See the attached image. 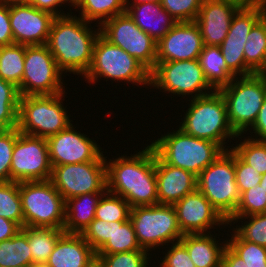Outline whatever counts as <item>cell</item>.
Instances as JSON below:
<instances>
[{
    "instance_id": "obj_1",
    "label": "cell",
    "mask_w": 266,
    "mask_h": 267,
    "mask_svg": "<svg viewBox=\"0 0 266 267\" xmlns=\"http://www.w3.org/2000/svg\"><path fill=\"white\" fill-rule=\"evenodd\" d=\"M119 155L107 159V191L124 198L130 205H157V179L155 176V151L151 145L131 156Z\"/></svg>"
},
{
    "instance_id": "obj_2",
    "label": "cell",
    "mask_w": 266,
    "mask_h": 267,
    "mask_svg": "<svg viewBox=\"0 0 266 267\" xmlns=\"http://www.w3.org/2000/svg\"><path fill=\"white\" fill-rule=\"evenodd\" d=\"M70 13L55 17L46 45L64 74L84 76L92 63L100 26L92 30L91 22Z\"/></svg>"
},
{
    "instance_id": "obj_3",
    "label": "cell",
    "mask_w": 266,
    "mask_h": 267,
    "mask_svg": "<svg viewBox=\"0 0 266 267\" xmlns=\"http://www.w3.org/2000/svg\"><path fill=\"white\" fill-rule=\"evenodd\" d=\"M190 100L189 108L179 126L185 133L199 139L215 142L224 150L230 148V146L225 145L226 139L229 141L237 137L243 138V135H237L231 127L226 101L219 90Z\"/></svg>"
},
{
    "instance_id": "obj_4",
    "label": "cell",
    "mask_w": 266,
    "mask_h": 267,
    "mask_svg": "<svg viewBox=\"0 0 266 267\" xmlns=\"http://www.w3.org/2000/svg\"><path fill=\"white\" fill-rule=\"evenodd\" d=\"M150 145L166 164L185 169L196 176L225 151L219 144L193 137L180 128L164 133Z\"/></svg>"
},
{
    "instance_id": "obj_5",
    "label": "cell",
    "mask_w": 266,
    "mask_h": 267,
    "mask_svg": "<svg viewBox=\"0 0 266 267\" xmlns=\"http://www.w3.org/2000/svg\"><path fill=\"white\" fill-rule=\"evenodd\" d=\"M219 91L226 101L228 120L234 132L247 133L266 98V76L262 73L236 76Z\"/></svg>"
},
{
    "instance_id": "obj_6",
    "label": "cell",
    "mask_w": 266,
    "mask_h": 267,
    "mask_svg": "<svg viewBox=\"0 0 266 267\" xmlns=\"http://www.w3.org/2000/svg\"><path fill=\"white\" fill-rule=\"evenodd\" d=\"M83 77L91 84L106 78V81L110 79L115 82H132L133 85H150V72L133 56L106 40L101 34L93 48L91 66Z\"/></svg>"
},
{
    "instance_id": "obj_7",
    "label": "cell",
    "mask_w": 266,
    "mask_h": 267,
    "mask_svg": "<svg viewBox=\"0 0 266 267\" xmlns=\"http://www.w3.org/2000/svg\"><path fill=\"white\" fill-rule=\"evenodd\" d=\"M64 96L65 92L55 95L20 96L18 131L47 139L67 129L72 120L63 105Z\"/></svg>"
},
{
    "instance_id": "obj_8",
    "label": "cell",
    "mask_w": 266,
    "mask_h": 267,
    "mask_svg": "<svg viewBox=\"0 0 266 267\" xmlns=\"http://www.w3.org/2000/svg\"><path fill=\"white\" fill-rule=\"evenodd\" d=\"M197 189L228 220L240 202L235 180V152L230 148L197 176Z\"/></svg>"
},
{
    "instance_id": "obj_9",
    "label": "cell",
    "mask_w": 266,
    "mask_h": 267,
    "mask_svg": "<svg viewBox=\"0 0 266 267\" xmlns=\"http://www.w3.org/2000/svg\"><path fill=\"white\" fill-rule=\"evenodd\" d=\"M129 219L138 243L148 252L155 248L157 250L161 245L163 247L168 243L178 242L184 235L173 205L135 206L130 210Z\"/></svg>"
},
{
    "instance_id": "obj_10",
    "label": "cell",
    "mask_w": 266,
    "mask_h": 267,
    "mask_svg": "<svg viewBox=\"0 0 266 267\" xmlns=\"http://www.w3.org/2000/svg\"><path fill=\"white\" fill-rule=\"evenodd\" d=\"M24 226L63 229L65 201L50 180L19 182Z\"/></svg>"
},
{
    "instance_id": "obj_11",
    "label": "cell",
    "mask_w": 266,
    "mask_h": 267,
    "mask_svg": "<svg viewBox=\"0 0 266 267\" xmlns=\"http://www.w3.org/2000/svg\"><path fill=\"white\" fill-rule=\"evenodd\" d=\"M150 86L159 89L160 92L163 89L162 92L178 97L182 95L184 98L186 95H191V99L215 91L206 80L198 59L156 62L150 72Z\"/></svg>"
},
{
    "instance_id": "obj_12",
    "label": "cell",
    "mask_w": 266,
    "mask_h": 267,
    "mask_svg": "<svg viewBox=\"0 0 266 267\" xmlns=\"http://www.w3.org/2000/svg\"><path fill=\"white\" fill-rule=\"evenodd\" d=\"M63 72L47 45H25L24 73L20 96L55 95L66 92Z\"/></svg>"
},
{
    "instance_id": "obj_13",
    "label": "cell",
    "mask_w": 266,
    "mask_h": 267,
    "mask_svg": "<svg viewBox=\"0 0 266 267\" xmlns=\"http://www.w3.org/2000/svg\"><path fill=\"white\" fill-rule=\"evenodd\" d=\"M100 34L109 42L126 51L149 72L156 65L157 41L142 31L124 12L100 25Z\"/></svg>"
},
{
    "instance_id": "obj_14",
    "label": "cell",
    "mask_w": 266,
    "mask_h": 267,
    "mask_svg": "<svg viewBox=\"0 0 266 267\" xmlns=\"http://www.w3.org/2000/svg\"><path fill=\"white\" fill-rule=\"evenodd\" d=\"M104 154L86 163L52 166L50 181L64 201L82 194L106 192V160Z\"/></svg>"
},
{
    "instance_id": "obj_15",
    "label": "cell",
    "mask_w": 266,
    "mask_h": 267,
    "mask_svg": "<svg viewBox=\"0 0 266 267\" xmlns=\"http://www.w3.org/2000/svg\"><path fill=\"white\" fill-rule=\"evenodd\" d=\"M51 173L47 139L21 133L16 128L10 181H46L50 180Z\"/></svg>"
},
{
    "instance_id": "obj_16",
    "label": "cell",
    "mask_w": 266,
    "mask_h": 267,
    "mask_svg": "<svg viewBox=\"0 0 266 267\" xmlns=\"http://www.w3.org/2000/svg\"><path fill=\"white\" fill-rule=\"evenodd\" d=\"M260 19L261 5L240 7L232 18L226 38L219 45L227 68L235 76L253 74L245 65L244 48L248 34Z\"/></svg>"
},
{
    "instance_id": "obj_17",
    "label": "cell",
    "mask_w": 266,
    "mask_h": 267,
    "mask_svg": "<svg viewBox=\"0 0 266 267\" xmlns=\"http://www.w3.org/2000/svg\"><path fill=\"white\" fill-rule=\"evenodd\" d=\"M96 254L144 250L138 243L132 222L94 219L81 233Z\"/></svg>"
},
{
    "instance_id": "obj_18",
    "label": "cell",
    "mask_w": 266,
    "mask_h": 267,
    "mask_svg": "<svg viewBox=\"0 0 266 267\" xmlns=\"http://www.w3.org/2000/svg\"><path fill=\"white\" fill-rule=\"evenodd\" d=\"M88 135L77 131L73 124L47 138L51 166L97 161L103 149Z\"/></svg>"
},
{
    "instance_id": "obj_19",
    "label": "cell",
    "mask_w": 266,
    "mask_h": 267,
    "mask_svg": "<svg viewBox=\"0 0 266 267\" xmlns=\"http://www.w3.org/2000/svg\"><path fill=\"white\" fill-rule=\"evenodd\" d=\"M56 16L29 3L9 5V19L14 43L46 45Z\"/></svg>"
},
{
    "instance_id": "obj_20",
    "label": "cell",
    "mask_w": 266,
    "mask_h": 267,
    "mask_svg": "<svg viewBox=\"0 0 266 267\" xmlns=\"http://www.w3.org/2000/svg\"><path fill=\"white\" fill-rule=\"evenodd\" d=\"M183 234L211 233L210 229L228 226L227 220L198 190L173 204Z\"/></svg>"
},
{
    "instance_id": "obj_21",
    "label": "cell",
    "mask_w": 266,
    "mask_h": 267,
    "mask_svg": "<svg viewBox=\"0 0 266 267\" xmlns=\"http://www.w3.org/2000/svg\"><path fill=\"white\" fill-rule=\"evenodd\" d=\"M203 47V39L195 21L177 22L157 42L156 62L196 60Z\"/></svg>"
},
{
    "instance_id": "obj_22",
    "label": "cell",
    "mask_w": 266,
    "mask_h": 267,
    "mask_svg": "<svg viewBox=\"0 0 266 267\" xmlns=\"http://www.w3.org/2000/svg\"><path fill=\"white\" fill-rule=\"evenodd\" d=\"M239 8V5L228 0L203 1L195 22L204 45L219 46L224 41Z\"/></svg>"
},
{
    "instance_id": "obj_23",
    "label": "cell",
    "mask_w": 266,
    "mask_h": 267,
    "mask_svg": "<svg viewBox=\"0 0 266 267\" xmlns=\"http://www.w3.org/2000/svg\"><path fill=\"white\" fill-rule=\"evenodd\" d=\"M158 204L173 205L197 189V176L185 169L166 164L155 153Z\"/></svg>"
},
{
    "instance_id": "obj_24",
    "label": "cell",
    "mask_w": 266,
    "mask_h": 267,
    "mask_svg": "<svg viewBox=\"0 0 266 267\" xmlns=\"http://www.w3.org/2000/svg\"><path fill=\"white\" fill-rule=\"evenodd\" d=\"M96 252L81 234L64 233L57 241L45 267H86Z\"/></svg>"
},
{
    "instance_id": "obj_25",
    "label": "cell",
    "mask_w": 266,
    "mask_h": 267,
    "mask_svg": "<svg viewBox=\"0 0 266 267\" xmlns=\"http://www.w3.org/2000/svg\"><path fill=\"white\" fill-rule=\"evenodd\" d=\"M125 5L134 23L157 42L177 23L160 2Z\"/></svg>"
},
{
    "instance_id": "obj_26",
    "label": "cell",
    "mask_w": 266,
    "mask_h": 267,
    "mask_svg": "<svg viewBox=\"0 0 266 267\" xmlns=\"http://www.w3.org/2000/svg\"><path fill=\"white\" fill-rule=\"evenodd\" d=\"M217 240L211 233H197L184 234L179 241L186 247L196 267H221L227 240L221 243Z\"/></svg>"
},
{
    "instance_id": "obj_27",
    "label": "cell",
    "mask_w": 266,
    "mask_h": 267,
    "mask_svg": "<svg viewBox=\"0 0 266 267\" xmlns=\"http://www.w3.org/2000/svg\"><path fill=\"white\" fill-rule=\"evenodd\" d=\"M105 192L78 195L65 201V233L81 234L95 219L98 201Z\"/></svg>"
},
{
    "instance_id": "obj_28",
    "label": "cell",
    "mask_w": 266,
    "mask_h": 267,
    "mask_svg": "<svg viewBox=\"0 0 266 267\" xmlns=\"http://www.w3.org/2000/svg\"><path fill=\"white\" fill-rule=\"evenodd\" d=\"M32 254V266H44L58 239L65 233L60 228L24 226Z\"/></svg>"
},
{
    "instance_id": "obj_29",
    "label": "cell",
    "mask_w": 266,
    "mask_h": 267,
    "mask_svg": "<svg viewBox=\"0 0 266 267\" xmlns=\"http://www.w3.org/2000/svg\"><path fill=\"white\" fill-rule=\"evenodd\" d=\"M199 64L206 80L215 89L231 83L236 77L228 68L219 46L204 45L198 57Z\"/></svg>"
},
{
    "instance_id": "obj_30",
    "label": "cell",
    "mask_w": 266,
    "mask_h": 267,
    "mask_svg": "<svg viewBox=\"0 0 266 267\" xmlns=\"http://www.w3.org/2000/svg\"><path fill=\"white\" fill-rule=\"evenodd\" d=\"M0 267H32L30 246L22 230L0 242Z\"/></svg>"
},
{
    "instance_id": "obj_31",
    "label": "cell",
    "mask_w": 266,
    "mask_h": 267,
    "mask_svg": "<svg viewBox=\"0 0 266 267\" xmlns=\"http://www.w3.org/2000/svg\"><path fill=\"white\" fill-rule=\"evenodd\" d=\"M246 39L245 65L253 73H262L266 67V24L262 19L253 26Z\"/></svg>"
},
{
    "instance_id": "obj_32",
    "label": "cell",
    "mask_w": 266,
    "mask_h": 267,
    "mask_svg": "<svg viewBox=\"0 0 266 267\" xmlns=\"http://www.w3.org/2000/svg\"><path fill=\"white\" fill-rule=\"evenodd\" d=\"M25 45L13 43L0 46V78L21 87L24 73Z\"/></svg>"
},
{
    "instance_id": "obj_33",
    "label": "cell",
    "mask_w": 266,
    "mask_h": 267,
    "mask_svg": "<svg viewBox=\"0 0 266 267\" xmlns=\"http://www.w3.org/2000/svg\"><path fill=\"white\" fill-rule=\"evenodd\" d=\"M73 8L76 11L80 9V17L85 21L97 22L99 26L106 20L126 12L125 0H78Z\"/></svg>"
},
{
    "instance_id": "obj_34",
    "label": "cell",
    "mask_w": 266,
    "mask_h": 267,
    "mask_svg": "<svg viewBox=\"0 0 266 267\" xmlns=\"http://www.w3.org/2000/svg\"><path fill=\"white\" fill-rule=\"evenodd\" d=\"M19 100L18 87L0 78V129L17 128Z\"/></svg>"
},
{
    "instance_id": "obj_35",
    "label": "cell",
    "mask_w": 266,
    "mask_h": 267,
    "mask_svg": "<svg viewBox=\"0 0 266 267\" xmlns=\"http://www.w3.org/2000/svg\"><path fill=\"white\" fill-rule=\"evenodd\" d=\"M0 217L16 222L24 227V217L19 182H0Z\"/></svg>"
},
{
    "instance_id": "obj_36",
    "label": "cell",
    "mask_w": 266,
    "mask_h": 267,
    "mask_svg": "<svg viewBox=\"0 0 266 267\" xmlns=\"http://www.w3.org/2000/svg\"><path fill=\"white\" fill-rule=\"evenodd\" d=\"M249 218V219H248ZM240 220H246L241 225L233 227L234 231L242 240H246L266 247V213L254 214L244 217H230L227 222L230 226L238 223ZM241 226V227H240Z\"/></svg>"
},
{
    "instance_id": "obj_37",
    "label": "cell",
    "mask_w": 266,
    "mask_h": 267,
    "mask_svg": "<svg viewBox=\"0 0 266 267\" xmlns=\"http://www.w3.org/2000/svg\"><path fill=\"white\" fill-rule=\"evenodd\" d=\"M131 207L121 196L106 191L96 207L95 218L107 222L127 221L130 216Z\"/></svg>"
},
{
    "instance_id": "obj_38",
    "label": "cell",
    "mask_w": 266,
    "mask_h": 267,
    "mask_svg": "<svg viewBox=\"0 0 266 267\" xmlns=\"http://www.w3.org/2000/svg\"><path fill=\"white\" fill-rule=\"evenodd\" d=\"M227 245L242 258L243 267H266V247L242 240L235 232Z\"/></svg>"
},
{
    "instance_id": "obj_39",
    "label": "cell",
    "mask_w": 266,
    "mask_h": 267,
    "mask_svg": "<svg viewBox=\"0 0 266 267\" xmlns=\"http://www.w3.org/2000/svg\"><path fill=\"white\" fill-rule=\"evenodd\" d=\"M231 149L260 175L266 173V141H257L246 137Z\"/></svg>"
},
{
    "instance_id": "obj_40",
    "label": "cell",
    "mask_w": 266,
    "mask_h": 267,
    "mask_svg": "<svg viewBox=\"0 0 266 267\" xmlns=\"http://www.w3.org/2000/svg\"><path fill=\"white\" fill-rule=\"evenodd\" d=\"M266 213V192L259 184L240 195V202L231 217H244Z\"/></svg>"
},
{
    "instance_id": "obj_41",
    "label": "cell",
    "mask_w": 266,
    "mask_h": 267,
    "mask_svg": "<svg viewBox=\"0 0 266 267\" xmlns=\"http://www.w3.org/2000/svg\"><path fill=\"white\" fill-rule=\"evenodd\" d=\"M148 255V256H147ZM150 254L147 250H135L116 254H96L105 267H148Z\"/></svg>"
},
{
    "instance_id": "obj_42",
    "label": "cell",
    "mask_w": 266,
    "mask_h": 267,
    "mask_svg": "<svg viewBox=\"0 0 266 267\" xmlns=\"http://www.w3.org/2000/svg\"><path fill=\"white\" fill-rule=\"evenodd\" d=\"M204 0H161L162 7L177 21H195Z\"/></svg>"
},
{
    "instance_id": "obj_43",
    "label": "cell",
    "mask_w": 266,
    "mask_h": 267,
    "mask_svg": "<svg viewBox=\"0 0 266 267\" xmlns=\"http://www.w3.org/2000/svg\"><path fill=\"white\" fill-rule=\"evenodd\" d=\"M15 141L16 128L0 129V182L10 181V168Z\"/></svg>"
},
{
    "instance_id": "obj_44",
    "label": "cell",
    "mask_w": 266,
    "mask_h": 267,
    "mask_svg": "<svg viewBox=\"0 0 266 267\" xmlns=\"http://www.w3.org/2000/svg\"><path fill=\"white\" fill-rule=\"evenodd\" d=\"M235 180L240 195L257 186L261 181V175L258 171L254 170L252 166L246 164L236 153H235Z\"/></svg>"
},
{
    "instance_id": "obj_45",
    "label": "cell",
    "mask_w": 266,
    "mask_h": 267,
    "mask_svg": "<svg viewBox=\"0 0 266 267\" xmlns=\"http://www.w3.org/2000/svg\"><path fill=\"white\" fill-rule=\"evenodd\" d=\"M160 267H196L192 262L186 247L180 242L172 243L165 252Z\"/></svg>"
},
{
    "instance_id": "obj_46",
    "label": "cell",
    "mask_w": 266,
    "mask_h": 267,
    "mask_svg": "<svg viewBox=\"0 0 266 267\" xmlns=\"http://www.w3.org/2000/svg\"><path fill=\"white\" fill-rule=\"evenodd\" d=\"M14 43L9 19V5L0 2V46Z\"/></svg>"
},
{
    "instance_id": "obj_47",
    "label": "cell",
    "mask_w": 266,
    "mask_h": 267,
    "mask_svg": "<svg viewBox=\"0 0 266 267\" xmlns=\"http://www.w3.org/2000/svg\"><path fill=\"white\" fill-rule=\"evenodd\" d=\"M28 3L35 8L49 12L56 17L66 15V13L62 9L58 10V7H63L65 3H68V5H70L67 0H29Z\"/></svg>"
},
{
    "instance_id": "obj_48",
    "label": "cell",
    "mask_w": 266,
    "mask_h": 267,
    "mask_svg": "<svg viewBox=\"0 0 266 267\" xmlns=\"http://www.w3.org/2000/svg\"><path fill=\"white\" fill-rule=\"evenodd\" d=\"M251 128L252 129H249V132L251 134L255 133V138L252 137V135L249 138L257 141H266V98L264 99L256 121ZM251 130L254 132H251Z\"/></svg>"
},
{
    "instance_id": "obj_49",
    "label": "cell",
    "mask_w": 266,
    "mask_h": 267,
    "mask_svg": "<svg viewBox=\"0 0 266 267\" xmlns=\"http://www.w3.org/2000/svg\"><path fill=\"white\" fill-rule=\"evenodd\" d=\"M20 230L21 227L16 222L0 217V242L12 238Z\"/></svg>"
},
{
    "instance_id": "obj_50",
    "label": "cell",
    "mask_w": 266,
    "mask_h": 267,
    "mask_svg": "<svg viewBox=\"0 0 266 267\" xmlns=\"http://www.w3.org/2000/svg\"><path fill=\"white\" fill-rule=\"evenodd\" d=\"M221 267H243L242 258L228 245H226L222 254Z\"/></svg>"
},
{
    "instance_id": "obj_51",
    "label": "cell",
    "mask_w": 266,
    "mask_h": 267,
    "mask_svg": "<svg viewBox=\"0 0 266 267\" xmlns=\"http://www.w3.org/2000/svg\"><path fill=\"white\" fill-rule=\"evenodd\" d=\"M228 1L234 2L240 7L256 6V5H261L263 3V0H228Z\"/></svg>"
},
{
    "instance_id": "obj_52",
    "label": "cell",
    "mask_w": 266,
    "mask_h": 267,
    "mask_svg": "<svg viewBox=\"0 0 266 267\" xmlns=\"http://www.w3.org/2000/svg\"><path fill=\"white\" fill-rule=\"evenodd\" d=\"M86 267H105V265L99 257L95 256Z\"/></svg>"
},
{
    "instance_id": "obj_53",
    "label": "cell",
    "mask_w": 266,
    "mask_h": 267,
    "mask_svg": "<svg viewBox=\"0 0 266 267\" xmlns=\"http://www.w3.org/2000/svg\"><path fill=\"white\" fill-rule=\"evenodd\" d=\"M133 1V2H132ZM125 0V4H141V3H147V2H154L158 3L161 2V0Z\"/></svg>"
},
{
    "instance_id": "obj_54",
    "label": "cell",
    "mask_w": 266,
    "mask_h": 267,
    "mask_svg": "<svg viewBox=\"0 0 266 267\" xmlns=\"http://www.w3.org/2000/svg\"><path fill=\"white\" fill-rule=\"evenodd\" d=\"M0 2L10 5V4L28 3L29 0H0Z\"/></svg>"
},
{
    "instance_id": "obj_55",
    "label": "cell",
    "mask_w": 266,
    "mask_h": 267,
    "mask_svg": "<svg viewBox=\"0 0 266 267\" xmlns=\"http://www.w3.org/2000/svg\"><path fill=\"white\" fill-rule=\"evenodd\" d=\"M261 19L266 24V6L263 3L261 4Z\"/></svg>"
},
{
    "instance_id": "obj_56",
    "label": "cell",
    "mask_w": 266,
    "mask_h": 267,
    "mask_svg": "<svg viewBox=\"0 0 266 267\" xmlns=\"http://www.w3.org/2000/svg\"><path fill=\"white\" fill-rule=\"evenodd\" d=\"M259 185L263 187V190L266 192V173L261 175V181Z\"/></svg>"
},
{
    "instance_id": "obj_57",
    "label": "cell",
    "mask_w": 266,
    "mask_h": 267,
    "mask_svg": "<svg viewBox=\"0 0 266 267\" xmlns=\"http://www.w3.org/2000/svg\"><path fill=\"white\" fill-rule=\"evenodd\" d=\"M67 1L71 4L70 6L72 7L76 4L78 0H67Z\"/></svg>"
},
{
    "instance_id": "obj_58",
    "label": "cell",
    "mask_w": 266,
    "mask_h": 267,
    "mask_svg": "<svg viewBox=\"0 0 266 267\" xmlns=\"http://www.w3.org/2000/svg\"><path fill=\"white\" fill-rule=\"evenodd\" d=\"M262 74L266 75V67H265V70L262 72Z\"/></svg>"
}]
</instances>
